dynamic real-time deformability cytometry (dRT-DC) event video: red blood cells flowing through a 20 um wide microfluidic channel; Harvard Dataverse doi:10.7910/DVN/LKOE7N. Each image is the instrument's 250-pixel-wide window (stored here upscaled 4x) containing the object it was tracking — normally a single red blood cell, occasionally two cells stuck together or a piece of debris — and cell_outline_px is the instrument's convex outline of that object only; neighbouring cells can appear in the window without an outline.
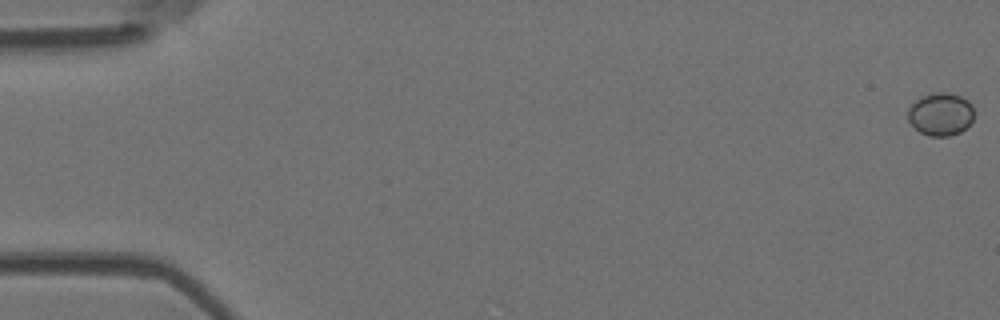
{"species": "Egyptian fruit bat (a non-hibernating species)", "species_latin": "Rousettus aegyptiacus", "temperature_condition": "room temperature", "stored_images_in_passage": 8, "camera_frame_rate_fps": 3000, "um_per_image_px": 0.085, "animal": {"sex": "female"}, "frame": {"image": 1, "passage_image": 1, "time_ms": 0.0, "image_size_px": [1000, 320], "cell_outline_px": [[972, 120], [968, 128], [960, 132], [948, 136], [928, 136], [920, 132], [908, 120], [908, 108], [920, 96], [932, 92], [948, 92], [960, 96], [968, 100], [972, 104]], "centroid_in_image_um": [79.95, 9.69], "position_along_channel_um": 5.0, "area_um2": 16.65}}
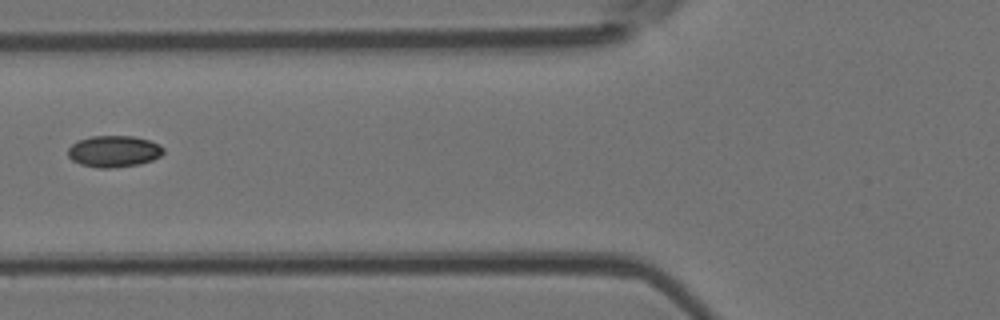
{"frame": {"image": 2, "passage_image": 7, "time_ms": 7.0, "image_size_px": [1000, 320], "cell_outline_px": [[164, 152], [160, 156], [152, 160], [140, 164], [112, 168], [96, 168], [80, 164], [72, 160], [68, 156], [68, 148], [76, 140], [92, 136], [132, 136], [148, 140], [160, 144], [164, 148]], "centroid_in_image_um": [9.67, 12.86], "position_along_channel_um": 116.1, "area_um2": 17.69}}
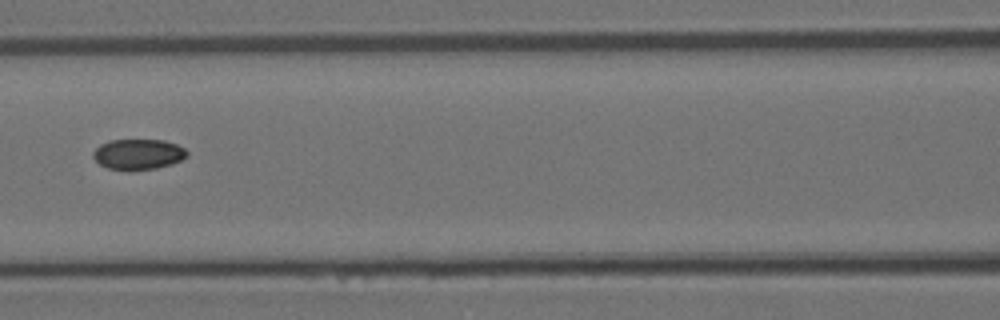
{"frame": {"image": 3, "passage_image": 8, "time_ms": 8.0, "image_size_px": [1000, 320], "cell_outline_px": [[188, 156], [172, 164], [156, 168], [132, 172], [108, 168], [100, 164], [92, 156], [92, 152], [100, 144], [108, 140], [164, 140], [176, 144], [184, 148], [188, 152]], "centroid_in_image_um": [11.74, 13.13], "position_along_channel_um": 154.9, "area_um2": 16.99}}